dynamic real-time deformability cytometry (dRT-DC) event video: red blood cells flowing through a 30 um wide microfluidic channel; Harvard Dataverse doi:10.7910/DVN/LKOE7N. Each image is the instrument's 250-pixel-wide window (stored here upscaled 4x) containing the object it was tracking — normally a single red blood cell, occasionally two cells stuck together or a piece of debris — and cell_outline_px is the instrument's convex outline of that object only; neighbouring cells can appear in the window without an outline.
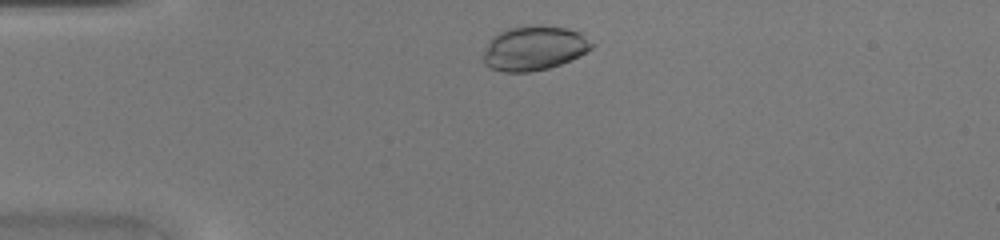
{"species": "common noctule bat (a hibernating species)", "species_latin": "Nyctalus noctula", "temperature_condition": "warm", "stored_images_in_passage": 33, "camera_frame_rate_fps": 3000, "um_per_image_px": 0.085, "animal": {"sex": "female", "body_mass_g": 20.0, "forearm_length_mm": 54.0}, "frame": {"image": 1, "passage_image": 3, "time_ms": 0.667, "image_size_px": [1000, 240], "cell_outline_px": [[596, 44], [592, 48], [580, 56], [560, 64], [548, 68], [528, 72], [504, 72], [492, 68], [484, 64], [484, 52], [492, 36], [508, 28], [532, 24], [536, 24], [564, 28], [580, 32]], "centroid_in_image_um": [45.42, 4.08], "position_along_channel_um": 39.6, "area_um2": 28.15}}
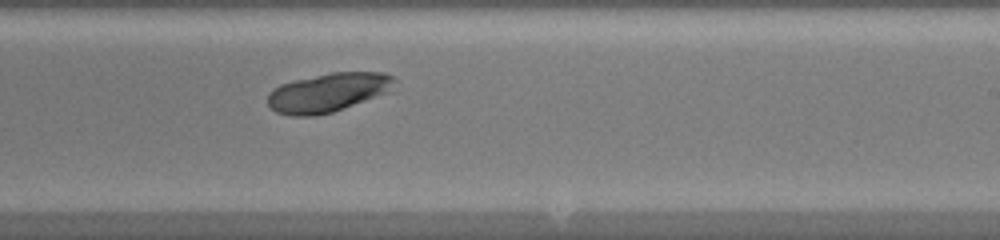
{"frame": {"image": 2, "passage_image": 20, "time_ms": 6.333, "image_size_px": [1000, 240], "cell_outline_px": [[396, 80], [388, 92], [344, 108], [332, 112], [316, 116], [292, 116], [276, 112], [268, 104], [268, 92], [272, 88], [280, 84], [296, 80], [332, 72], [384, 72], [392, 76]], "centroid_in_image_um": [27.86, 7.86], "position_along_channel_um": 261.1, "area_um2": 28.61}}
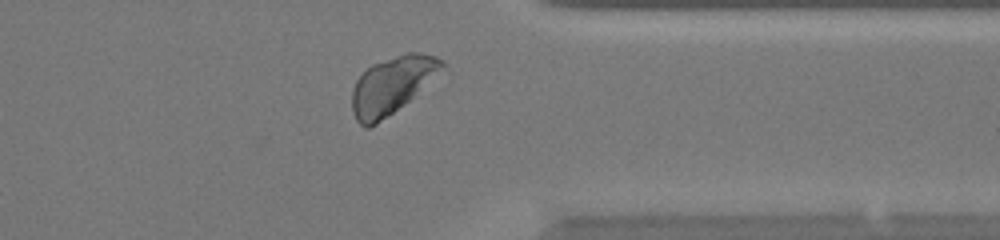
{"frame": {"image": 3, "passage_image": 28, "time_ms": 9.0, "image_size_px": [1000, 240], "cell_outline_px": [[444, 64], [408, 100], [376, 124], [368, 128], [364, 128], [356, 120], [352, 112], [352, 88], [356, 80], [372, 64], [408, 52], [420, 52], [436, 56], [444, 60]], "centroid_in_image_um": [33.22, 7.25], "position_along_channel_um": 378.2, "area_um2": 28.78}}